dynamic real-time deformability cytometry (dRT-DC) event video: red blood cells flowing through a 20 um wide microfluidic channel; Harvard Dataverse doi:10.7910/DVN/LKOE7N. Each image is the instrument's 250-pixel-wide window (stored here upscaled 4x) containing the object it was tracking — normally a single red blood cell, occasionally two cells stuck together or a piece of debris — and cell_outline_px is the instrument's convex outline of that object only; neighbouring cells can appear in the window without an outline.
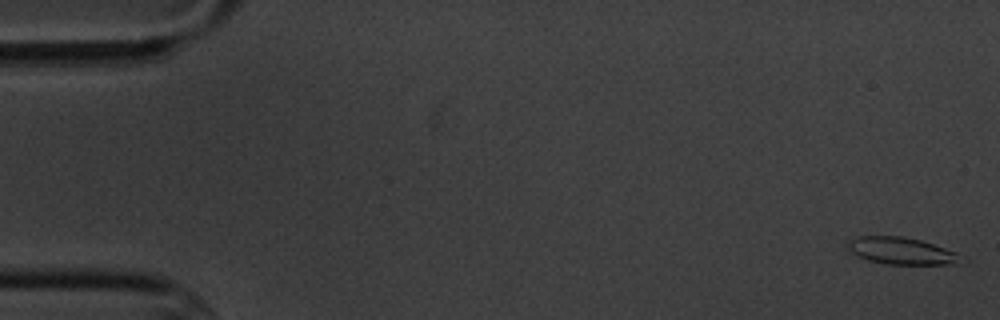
{"species": "common noctule bat (a hibernating species)", "species_latin": "Nyctalus noctula", "temperature_condition": "cold", "stored_images_in_passage": 7, "camera_frame_rate_fps": 3000, "um_per_image_px": 0.085, "animal": {"sex": "male", "body_mass_g": 20.1, "forearm_length_mm": 53.5}, "frame": {"image": 1, "passage_image": 1, "time_ms": 0.0, "image_size_px": [1000, 320], "cell_outline_px": [[968, 260], [956, 264], [888, 264], [868, 260], [848, 252], [844, 248], [848, 240], [860, 236], [900, 236], [920, 240], [956, 252]], "centroid_in_image_um": [76.59, 21.33], "position_along_channel_um": 8.4, "area_um2": 18.03}}
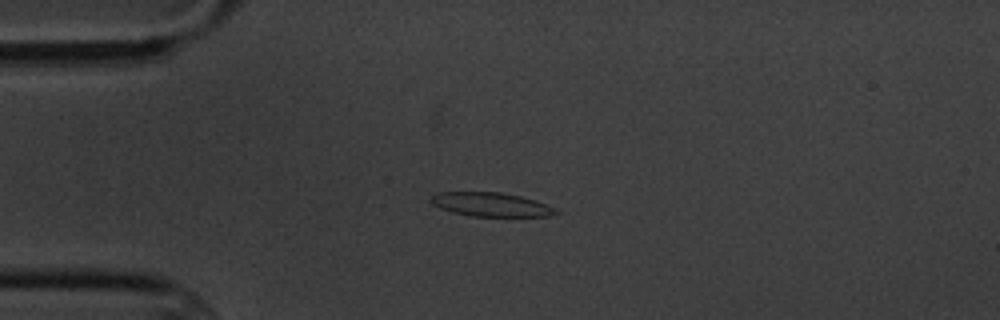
{"frame": {"image": 2, "passage_image": 5, "time_ms": 4.333, "image_size_px": [1000, 320], "cell_outline_px": [[564, 212], [548, 216], [468, 216], [452, 212], [440, 208], [432, 204], [428, 200], [436, 192], [500, 192], [520, 196], [536, 200], [556, 208]], "centroid_in_image_um": [41.75, 17.38], "position_along_channel_um": 43.3, "area_um2": 17.63}}
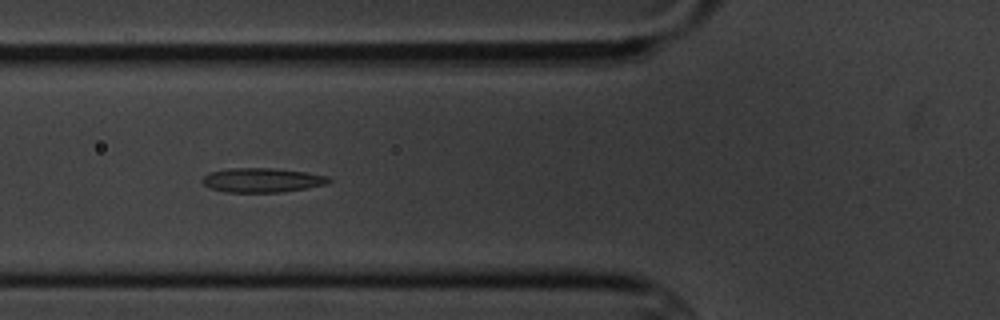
{"frame": {"image": 3, "passage_image": 7, "time_ms": 6.667, "image_size_px": [1000, 320], "cell_outline_px": [[332, 180], [328, 184], [280, 192], [224, 192], [208, 188], [200, 180], [208, 172], [232, 168], [272, 168], [304, 172], [328, 176]], "centroid_in_image_um": [22.23, 15.31], "position_along_channel_um": 103.6, "area_um2": 17.92}}